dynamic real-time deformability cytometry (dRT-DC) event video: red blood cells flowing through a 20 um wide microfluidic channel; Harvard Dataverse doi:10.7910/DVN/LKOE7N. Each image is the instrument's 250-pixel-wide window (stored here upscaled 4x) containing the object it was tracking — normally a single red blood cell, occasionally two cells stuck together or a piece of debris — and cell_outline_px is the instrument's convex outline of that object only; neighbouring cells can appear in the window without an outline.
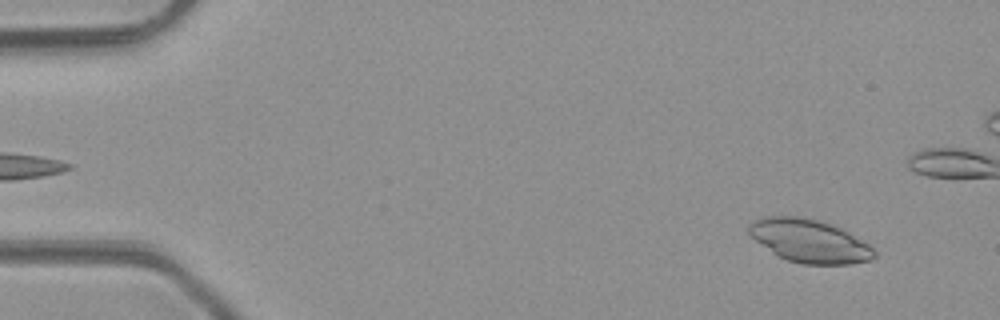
{"species": "common noctule bat (a hibernating species)", "species_latin": "Nyctalus noctula", "temperature_condition": "room temperature", "stored_images_in_passage": 49, "camera_frame_rate_fps": 3000, "um_per_image_px": 0.085, "animal": {"sex": "male", "body_mass_g": 23.1, "forearm_length_mm": 52.7}, "frame": {"image": 1, "passage_image": 4, "time_ms": 1.0, "image_size_px": [1000, 320], "cell_outline_px": [[876, 256], [868, 260], [848, 264], [804, 264], [788, 260], [772, 252], [748, 236], [748, 224], [752, 220], [760, 216], [804, 216], [820, 220], [832, 224], [848, 232], [868, 244], [876, 252]], "centroid_in_image_um": [68.74, 20.45], "position_along_channel_um": 16.3, "area_um2": 31.67}}